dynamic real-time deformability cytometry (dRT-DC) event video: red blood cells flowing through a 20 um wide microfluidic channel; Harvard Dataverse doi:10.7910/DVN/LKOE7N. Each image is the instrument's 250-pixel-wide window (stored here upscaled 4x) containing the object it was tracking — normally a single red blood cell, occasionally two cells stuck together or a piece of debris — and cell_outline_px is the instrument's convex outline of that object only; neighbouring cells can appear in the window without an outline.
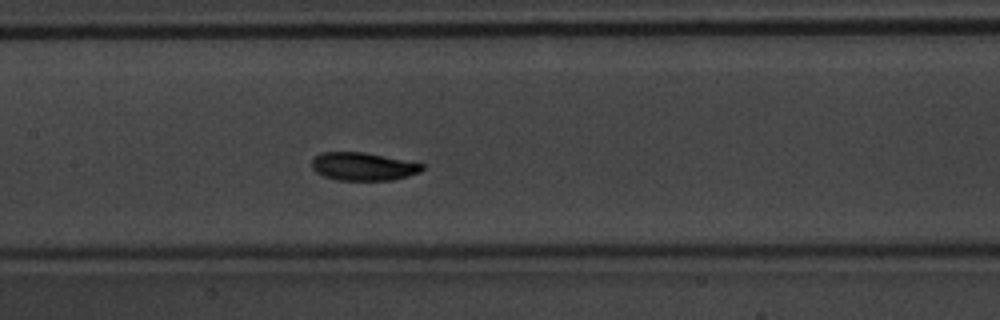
{"species": "common noctule bat (a hibernating species)", "species_latin": "Nyctalus noctula", "temperature_condition": "warm", "stored_images_in_passage": 39, "camera_frame_rate_fps": 3000, "um_per_image_px": 0.085, "animal": {"sex": "male", "body_mass_g": 20.1, "forearm_length_mm": 53.5}, "frame": {"image": 1, "passage_image": 23, "time_ms": 7.333, "image_size_px": [1000, 320], "cell_outline_px": [[424, 168], [420, 172], [408, 176], [392, 180], [336, 180], [324, 176], [316, 172], [312, 168], [312, 160], [320, 152], [364, 152], [424, 164]], "centroid_in_image_um": [30.86, 14.15], "position_along_channel_um": 176.5, "area_um2": 17.98}, "authors_computed_cell_mechanics": {"area_um2": 17.9758, "velocity_mm_per_s": 4.0589, "shape_relaxation_time_tau1_ms": 3.8883, "shape_relaxation_time_tau2_ms": null, "deformation_change_tau1": 0.1885, "deformation_change_tau2": null}}